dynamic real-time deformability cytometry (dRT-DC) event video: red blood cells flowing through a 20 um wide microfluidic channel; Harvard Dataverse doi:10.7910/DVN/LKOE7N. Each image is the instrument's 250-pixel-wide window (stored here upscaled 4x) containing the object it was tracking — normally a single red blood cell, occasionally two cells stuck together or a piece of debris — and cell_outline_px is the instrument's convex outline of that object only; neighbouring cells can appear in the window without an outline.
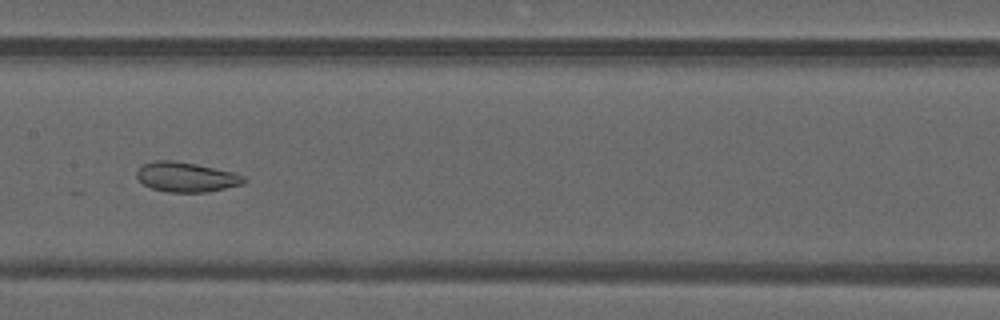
{"species": "common noctule bat (a hibernating species)", "species_latin": "Nyctalus noctula", "temperature_condition": "warm", "stored_images_in_passage": 42, "camera_frame_rate_fps": 3000, "um_per_image_px": 0.085, "animal": {"sex": "male", "forearm_length_mm": 52.5}, "frame": {"image": 1, "passage_image": 18, "time_ms": 5.667, "image_size_px": [1000, 320], "cell_outline_px": [[248, 180], [244, 184], [208, 192], [168, 192], [152, 188], [144, 184], [136, 176], [136, 172], [144, 164], [156, 160], [172, 160], [196, 164], [232, 172], [244, 176]], "centroid_in_image_um": [15.86, 15.05], "position_along_channel_um": 191.5, "area_um2": 18.5}}
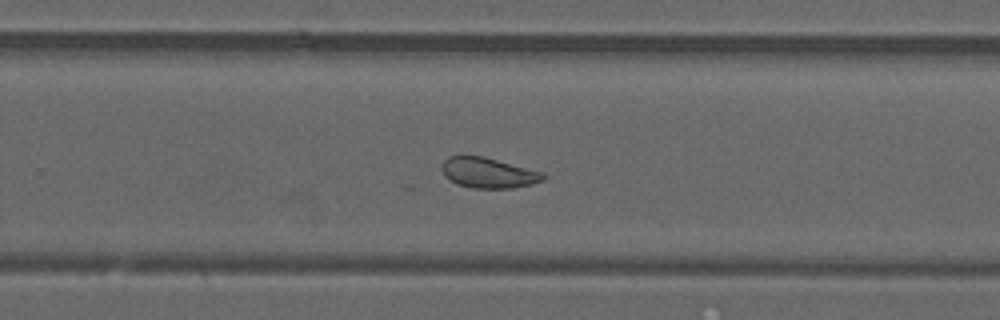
{"frame": {"image": 2, "passage_image": 25, "time_ms": 8.0, "image_size_px": [1000, 320], "cell_outline_px": [[548, 176], [544, 180], [532, 184], [512, 188], [472, 188], [456, 184], [444, 176], [440, 168], [444, 160], [448, 156], [484, 156], [544, 172]], "centroid_in_image_um": [41.52, 14.69], "position_along_channel_um": 288.3, "area_um2": 18.21}}
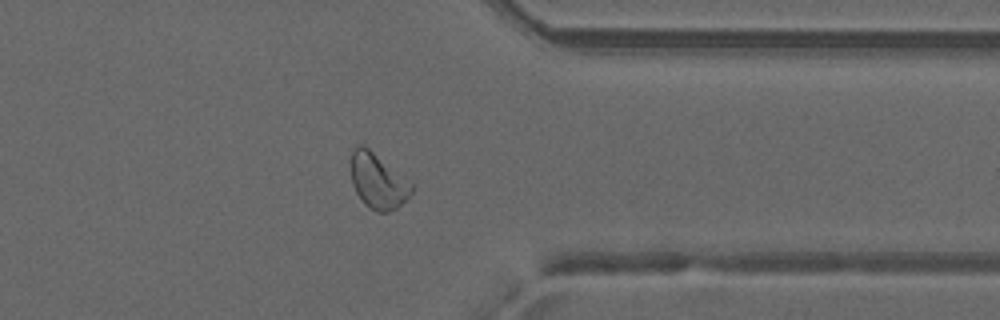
{"frame": {"image": 3, "passage_image": 32, "time_ms": 10.333, "image_size_px": [1000, 320], "cell_outline_px": [[416, 184], [412, 192], [396, 208], [388, 212], [376, 212], [368, 208], [364, 204], [356, 192], [352, 184], [352, 148], [356, 144], [364, 144]], "centroid_in_image_um": [32.15, 15.36], "position_along_channel_um": 379.3, "area_um2": 19.88}, "authors_computed_cell_mechanics": {"area_um2": 20.5768, "velocity_mm_per_s": 4.1672, "shape_relaxation_time_tau1_ms": null, "shape_relaxation_time_tau2_ms": 3.2907, "deformation_change_tau1": null, "deformation_change_tau2": 0.0975}}